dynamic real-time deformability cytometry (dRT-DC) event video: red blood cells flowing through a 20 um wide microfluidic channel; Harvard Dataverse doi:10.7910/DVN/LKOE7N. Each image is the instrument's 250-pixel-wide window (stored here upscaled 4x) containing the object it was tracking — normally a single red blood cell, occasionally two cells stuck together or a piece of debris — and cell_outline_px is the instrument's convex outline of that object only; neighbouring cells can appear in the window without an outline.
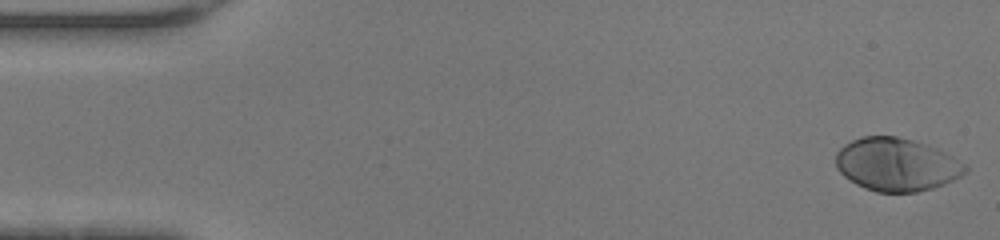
{"species": "human", "species_latin": "Homo sapiens", "temperature_condition": "warm", "stored_images_in_passage": 46, "camera_frame_rate_fps": 3000, "um_per_image_px": 0.085, "donor": {"sex": "female"}, "frame": {"image": 1, "passage_image": 1, "time_ms": 0.0, "image_size_px": [1000, 240], "cell_outline_px": [[968, 172], [944, 184], [932, 188], [916, 192], [876, 192], [864, 188], [856, 184], [844, 176], [836, 168], [836, 152], [844, 144], [860, 136], [896, 136], [912, 140], [940, 148], [964, 164], [968, 168]], "centroid_in_image_um": [76.2, 13.98], "position_along_channel_um": 8.8, "area_um2": 40.17}}
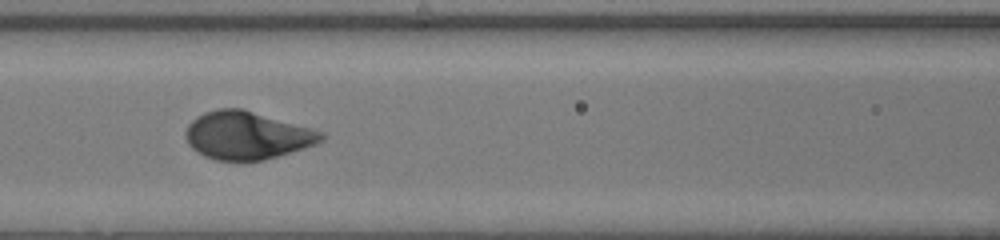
{"frame": {"image": 2, "passage_image": 20, "time_ms": 6.333, "image_size_px": [1000, 240], "cell_outline_px": [[324, 140], [316, 144], [264, 160], [216, 160], [204, 156], [192, 148], [188, 144], [184, 132], [188, 124], [196, 116], [204, 112], [216, 108], [244, 108], [312, 128], [324, 132]], "centroid_in_image_um": [20.98, 11.49], "position_along_channel_um": 145.6, "area_um2": 38.03}}
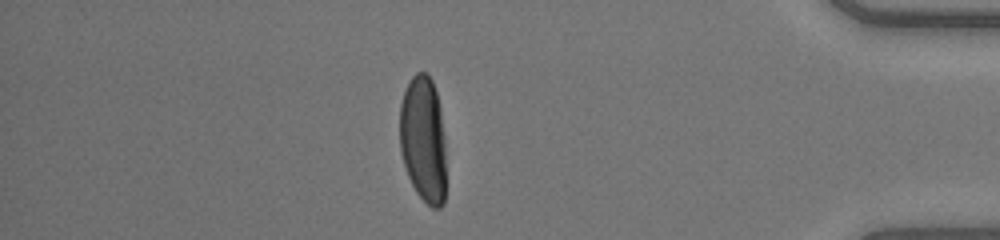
{"frame": {"image": 3, "passage_image": 40, "time_ms": 13.0, "image_size_px": [1000, 240], "cell_outline_px": [[444, 204], [440, 208], [432, 208], [416, 192], [408, 176], [400, 152], [400, 104], [404, 92], [412, 76], [416, 72], [424, 72], [432, 80], [436, 92], [440, 108], [444, 140]], "centroid_in_image_um": [35.96, 11.84], "position_along_channel_um": 399.2, "area_um2": 33.87}, "authors_computed_cell_mechanics": {"area_um2": 38.0613, "velocity_mm_per_s": 4.4075, "shape_relaxation_time_tau1_ms": 2.1915, "shape_relaxation_time_tau2_ms": null, "deformation_change_tau1": 0.186, "deformation_change_tau2": null}}